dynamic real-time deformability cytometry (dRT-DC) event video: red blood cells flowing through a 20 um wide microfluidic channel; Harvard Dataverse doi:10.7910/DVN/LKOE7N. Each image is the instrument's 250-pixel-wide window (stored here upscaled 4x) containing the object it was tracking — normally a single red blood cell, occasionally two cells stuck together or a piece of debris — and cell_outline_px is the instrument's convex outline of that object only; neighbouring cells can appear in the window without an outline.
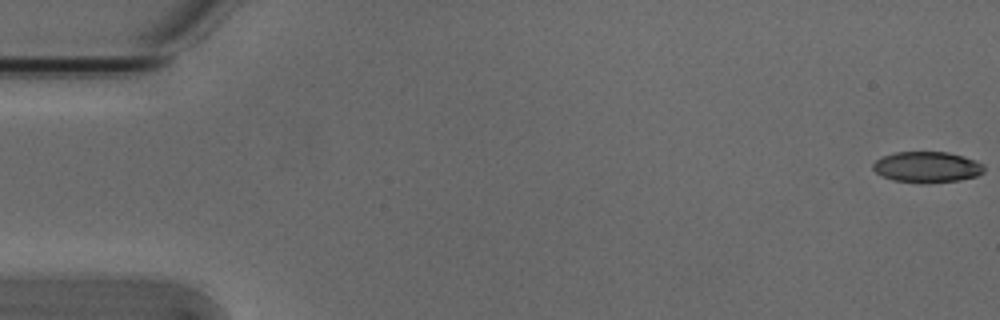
{"species": "Egyptian fruit bat (a non-hibernating species)", "species_latin": "Rousettus aegyptiacus", "temperature_condition": "cold", "stored_images_in_passage": 54, "camera_frame_rate_fps": 3000, "um_per_image_px": 0.085, "animal": {"sex": "male"}, "frame": {"image": 1, "passage_image": 1, "time_ms": 0.0, "image_size_px": [1000, 320], "cell_outline_px": [[984, 172], [976, 176], [960, 180], [924, 184], [920, 184], [892, 180], [876, 172], [872, 168], [872, 164], [876, 160], [884, 156], [896, 152], [948, 152], [964, 156], [976, 160], [984, 164]], "centroid_in_image_um": [78.82, 14.21], "position_along_channel_um": 6.2, "area_um2": 20.23}}
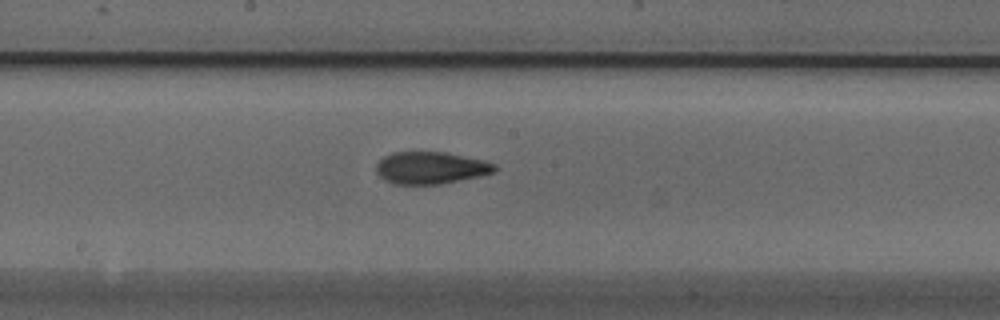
{"frame": {"image": 2, "passage_image": 29, "time_ms": 9.333, "image_size_px": [1000, 320], "cell_outline_px": [[496, 172], [480, 176], [440, 184], [392, 184], [384, 180], [376, 172], [376, 164], [384, 156], [392, 152], [444, 152], [484, 160], [496, 164]], "centroid_in_image_um": [36.6, 14.27], "position_along_channel_um": 211.6, "area_um2": 22.25}}
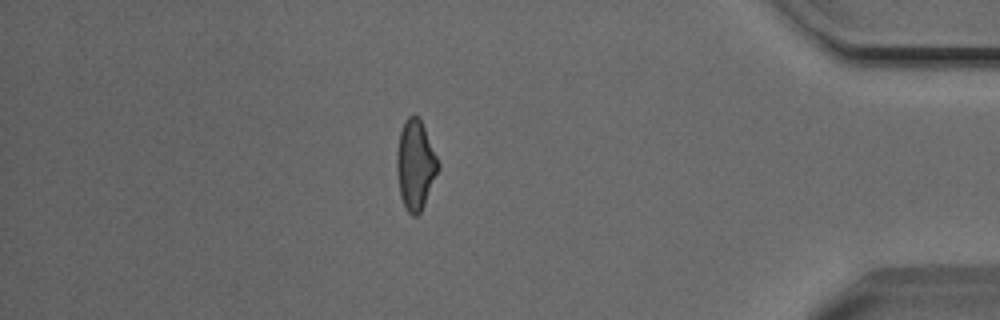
{"frame": {"image": 3, "passage_image": 47, "time_ms": 15.333, "image_size_px": [1000, 320], "cell_outline_px": [[440, 168], [424, 204], [420, 212], [416, 216], [412, 216], [408, 212], [400, 196], [396, 168], [396, 152], [400, 132], [404, 120], [412, 112], [420, 120], [424, 128], [440, 164]], "centroid_in_image_um": [35.3, 14.0], "position_along_channel_um": 399.9, "area_um2": 21.56}, "authors_computed_cell_mechanics": {"area_um2": 21.5305, "velocity_mm_per_s": 3.8183, "shape_relaxation_time_tau1_ms": 6.207, "shape_relaxation_time_tau2_ms": 2.1912, "deformation_change_tau1": 0.1786, "deformation_change_tau2": 0.0845}}